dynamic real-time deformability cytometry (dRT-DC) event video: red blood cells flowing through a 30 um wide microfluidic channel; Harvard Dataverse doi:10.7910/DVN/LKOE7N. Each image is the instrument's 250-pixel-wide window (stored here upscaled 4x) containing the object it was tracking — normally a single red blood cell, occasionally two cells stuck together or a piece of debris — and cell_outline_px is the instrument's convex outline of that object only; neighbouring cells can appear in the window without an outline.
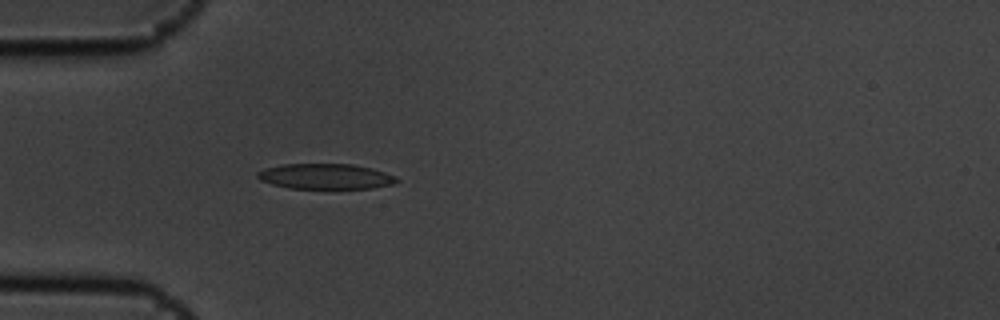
{"species": "common noctule bat (a hibernating species)", "species_latin": "Nyctalus noctula", "temperature_condition": "cold", "stored_images_in_passage": 5, "camera_frame_rate_fps": 3000, "um_per_image_px": 0.085, "animal": {"sex": "male", "body_mass_g": 19.5, "forearm_length_mm": 54.6}, "frame": {"image": 1, "passage_image": 5, "time_ms": 1.333, "image_size_px": [1000, 320], "cell_outline_px": [[400, 180], [392, 184], [372, 188], [288, 188], [272, 184], [260, 180], [256, 176], [256, 172], [264, 168], [284, 164], [352, 164], [372, 168], [396, 176]], "centroid_in_image_um": [27.65, 14.99], "position_along_channel_um": 57.3, "area_um2": 20.58}}